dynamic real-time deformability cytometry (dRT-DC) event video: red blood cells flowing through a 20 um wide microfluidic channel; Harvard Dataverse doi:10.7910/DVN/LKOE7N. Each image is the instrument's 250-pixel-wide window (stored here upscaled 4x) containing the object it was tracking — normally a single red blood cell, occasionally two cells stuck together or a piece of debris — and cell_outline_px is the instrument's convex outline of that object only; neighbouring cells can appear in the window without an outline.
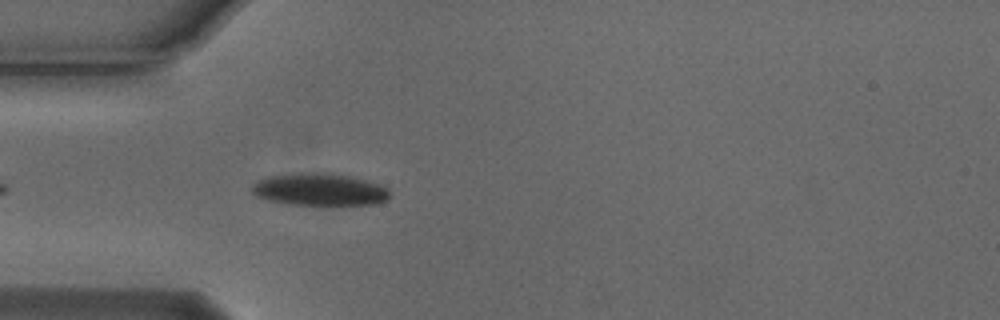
{"species": "Egyptian fruit bat (a non-hibernating species)", "species_latin": "Rousettus aegyptiacus", "temperature_condition": "cold", "stored_images_in_passage": 3, "camera_frame_rate_fps": 3000, "um_per_image_px": 0.085, "animal": {"sex": "male"}, "frame": {"image": 1, "passage_image": 3, "time_ms": 0.667, "image_size_px": [1000, 320], "cell_outline_px": [[388, 200], [376, 204], [328, 208], [324, 208], [288, 204], [268, 200], [256, 196], [252, 192], [252, 184], [256, 180], [268, 176], [300, 172], [324, 172], [348, 176], [380, 184], [388, 188]], "centroid_in_image_um": [27.16, 16.16], "position_along_channel_um": 57.8, "area_um2": 27.22}}